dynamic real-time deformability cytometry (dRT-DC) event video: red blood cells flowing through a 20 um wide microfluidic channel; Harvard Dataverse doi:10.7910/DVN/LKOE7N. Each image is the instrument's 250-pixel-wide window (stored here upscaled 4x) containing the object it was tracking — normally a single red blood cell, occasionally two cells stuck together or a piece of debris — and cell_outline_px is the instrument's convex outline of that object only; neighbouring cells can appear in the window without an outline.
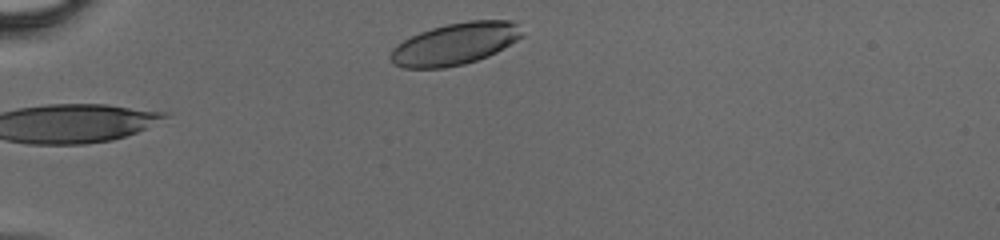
{"species": "human", "species_latin": "Homo sapiens", "temperature_condition": "cold", "stored_images_in_passage": 29, "camera_frame_rate_fps": 3000, "um_per_image_px": 0.085, "donor": {"sex": "male"}, "frame": {"image": 1, "passage_image": 1, "time_ms": 0.0, "image_size_px": [1000, 240], "cell_outline_px": [[524, 36], [496, 52], [488, 56], [464, 64], [444, 68], [404, 68], [392, 64], [388, 60], [388, 56], [392, 48], [396, 44], [420, 32], [432, 28], [448, 24], [468, 20], [512, 20], [516, 24]], "centroid_in_image_um": [38.63, 3.74], "position_along_channel_um": 46.4, "area_um2": 32.19}}
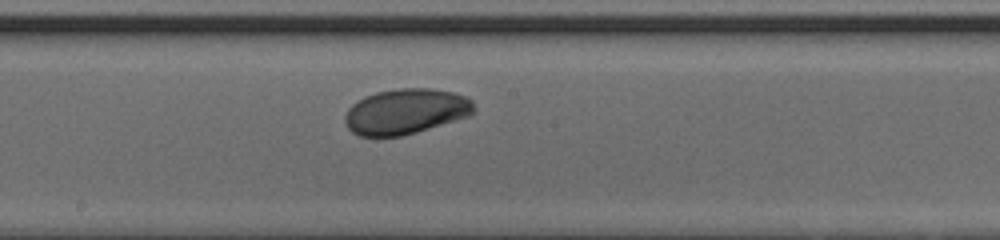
{"frame": {"image": 2, "passage_image": 15, "time_ms": 4.667, "image_size_px": [1000, 240], "cell_outline_px": [[476, 112], [468, 116], [416, 132], [400, 136], [360, 136], [352, 132], [348, 128], [344, 120], [344, 116], [348, 108], [352, 104], [364, 96], [376, 92], [400, 88], [432, 88], [452, 92], [464, 96], [472, 100], [476, 108]], "centroid_in_image_um": [34.48, 9.46], "position_along_channel_um": 213.7, "area_um2": 34.16}}
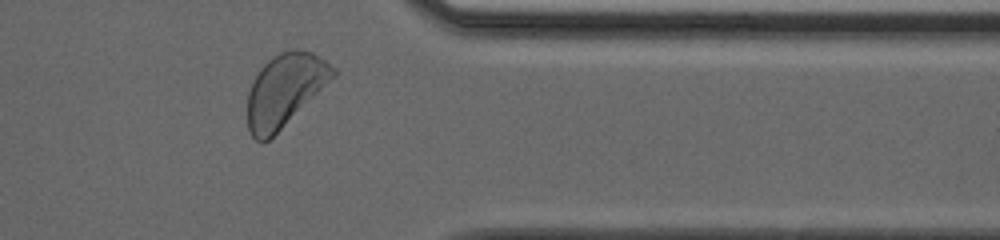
{"frame": {"image": 3, "passage_image": 27, "time_ms": 8.667, "image_size_px": [1000, 240], "cell_outline_px": [[336, 76], [268, 140], [260, 144], [252, 136], [248, 128], [248, 92], [260, 68], [268, 60], [280, 52], [292, 48], [296, 48], [312, 52], [336, 68]], "centroid_in_image_um": [24.21, 7.64], "position_along_channel_um": 387.2, "area_um2": 35.78}}